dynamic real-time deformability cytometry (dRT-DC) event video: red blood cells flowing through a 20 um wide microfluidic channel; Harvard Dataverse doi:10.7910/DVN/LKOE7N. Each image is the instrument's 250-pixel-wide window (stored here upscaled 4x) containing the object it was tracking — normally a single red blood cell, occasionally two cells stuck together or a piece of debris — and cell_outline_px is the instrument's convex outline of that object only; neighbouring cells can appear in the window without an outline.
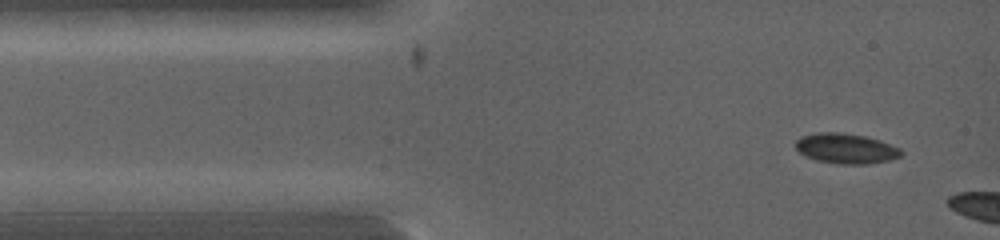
{"species": "common noctule bat (a hibernating species)", "species_latin": "Nyctalus noctula", "temperature_condition": "warm", "stored_images_in_passage": 5, "camera_frame_rate_fps": 5000, "um_per_image_px": 0.085, "animal": {"sex": "female", "body_mass_g": 19.0, "forearm_length_mm": 53.3}, "frame": {"image": 1, "passage_image": 1, "time_ms": 0.0, "image_size_px": [1000, 240], "cell_outline_px": [[904, 152], [900, 156], [888, 160], [868, 164], [836, 164], [816, 160], [804, 156], [796, 148], [796, 140], [800, 136], [816, 132], [840, 132], [864, 136], [880, 140], [900, 148]], "centroid_in_image_um": [71.88, 12.62], "position_along_channel_um": 13.1, "area_um2": 18.67}}